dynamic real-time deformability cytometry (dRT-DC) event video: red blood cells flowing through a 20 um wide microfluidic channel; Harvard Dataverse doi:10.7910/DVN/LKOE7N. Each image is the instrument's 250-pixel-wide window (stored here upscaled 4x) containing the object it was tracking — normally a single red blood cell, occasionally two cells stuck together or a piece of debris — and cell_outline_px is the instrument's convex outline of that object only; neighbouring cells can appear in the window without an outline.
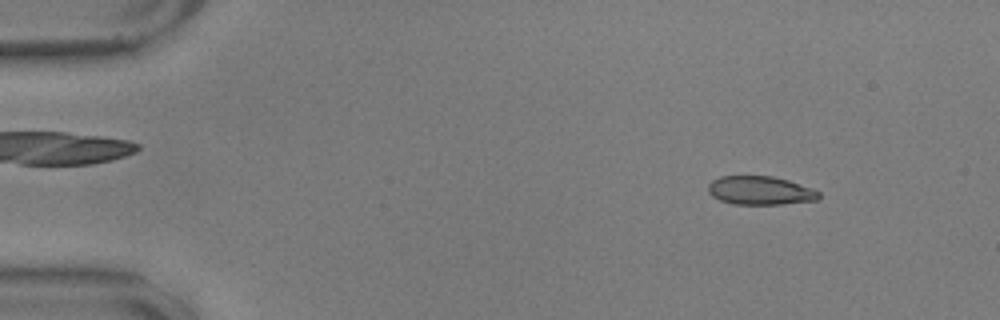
{"species": "common noctule bat (a hibernating species)", "species_latin": "Nyctalus noctula", "temperature_condition": "warm", "stored_images_in_passage": 56, "camera_frame_rate_fps": 3000, "um_per_image_px": 0.085, "animal": {"sex": "male", "body_mass_g": 17.9, "forearm_length_mm": 54.2}, "frame": {"image": 1, "passage_image": 6, "time_ms": 1.667, "image_size_px": [1000, 320], "cell_outline_px": [[820, 196], [816, 200], [780, 204], [732, 204], [720, 200], [712, 196], [708, 192], [708, 184], [712, 180], [720, 176], [772, 176], [788, 180], [812, 188], [820, 192]], "centroid_in_image_um": [64.59, 16.19], "position_along_channel_um": 20.4, "area_um2": 18.44}}
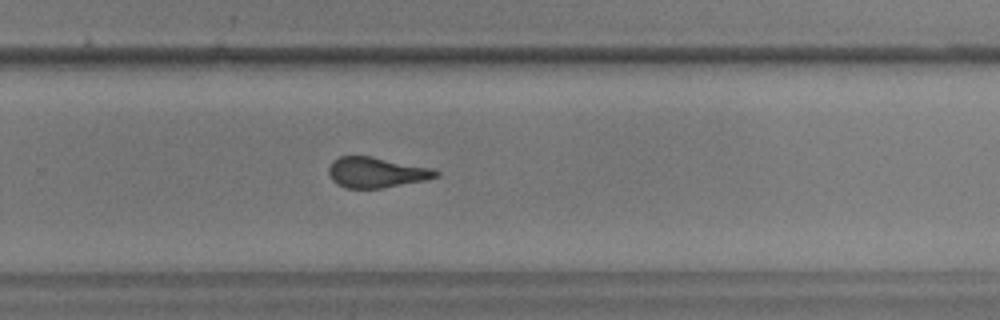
{"frame": {"image": 2, "passage_image": 37, "time_ms": 12.0, "image_size_px": [1000, 320], "cell_outline_px": [[440, 176], [424, 180], [384, 188], [344, 188], [336, 184], [332, 180], [328, 172], [328, 168], [332, 160], [340, 156], [372, 156], [432, 168], [440, 172]], "centroid_in_image_um": [31.97, 14.65], "position_along_channel_um": 297.8, "area_um2": 19.19}}
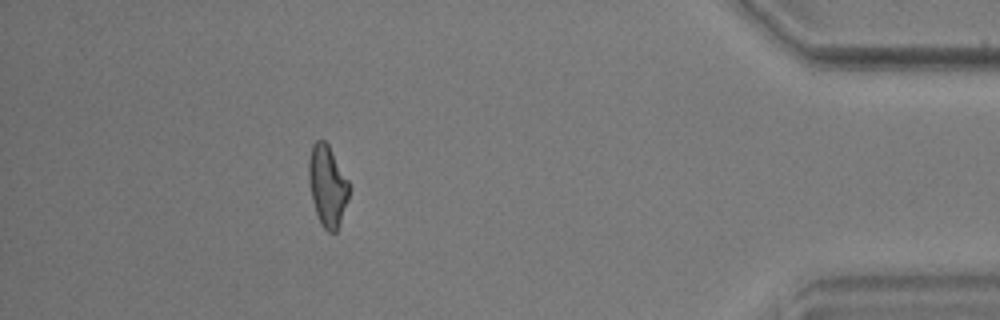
{"frame": {"image": 3, "passage_image": 50, "time_ms": 16.333, "image_size_px": [1000, 320], "cell_outline_px": [[352, 188], [348, 200], [336, 232], [328, 232], [320, 224], [312, 200], [308, 180], [308, 160], [312, 144], [316, 140], [324, 140], [328, 144], [348, 180]], "centroid_in_image_um": [27.83, 15.78], "position_along_channel_um": 407.4, "area_um2": 19.25}, "authors_computed_cell_mechanics": {"area_um2": 19.3052, "velocity_mm_per_s": 3.5859, "shape_relaxation_time_tau1_ms": 8.9689, "shape_relaxation_time_tau2_ms": 1.0413, "deformation_change_tau1": 0.2338, "deformation_change_tau2": 0.081}}